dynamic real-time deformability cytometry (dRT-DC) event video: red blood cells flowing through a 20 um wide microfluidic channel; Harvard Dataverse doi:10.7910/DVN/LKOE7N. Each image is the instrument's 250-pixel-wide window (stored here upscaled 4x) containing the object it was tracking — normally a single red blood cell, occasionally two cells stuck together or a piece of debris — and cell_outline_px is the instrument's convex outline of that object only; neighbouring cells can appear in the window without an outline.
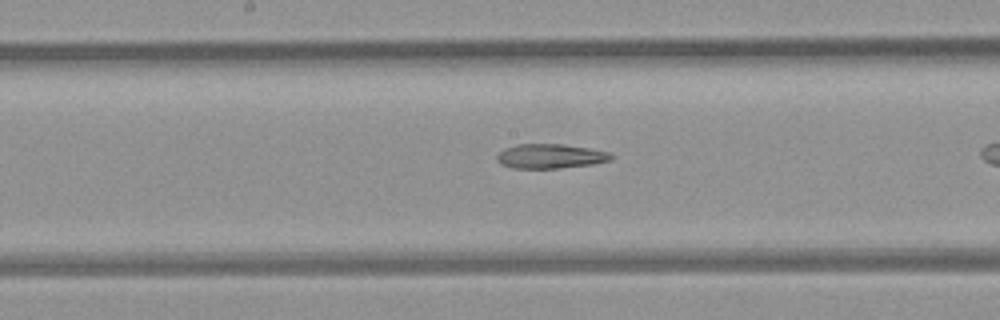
{"species": "common noctule bat (a hibernating species)", "species_latin": "Nyctalus noctula", "temperature_condition": "room temperature", "stored_images_in_passage": 26, "camera_frame_rate_fps": 3000, "um_per_image_px": 0.085, "animal": {"sex": "female", "body_mass_g": 21.9}, "frame": {"image": 1, "passage_image": 12, "time_ms": 3.667, "image_size_px": [1000, 320], "cell_outline_px": [[612, 160], [592, 164], [560, 168], [512, 168], [500, 164], [496, 160], [496, 156], [504, 148], [516, 144], [564, 144], [588, 148], [608, 152], [612, 156]], "centroid_in_image_um": [46.74, 13.27], "position_along_channel_um": 201.5, "area_um2": 16.3}}
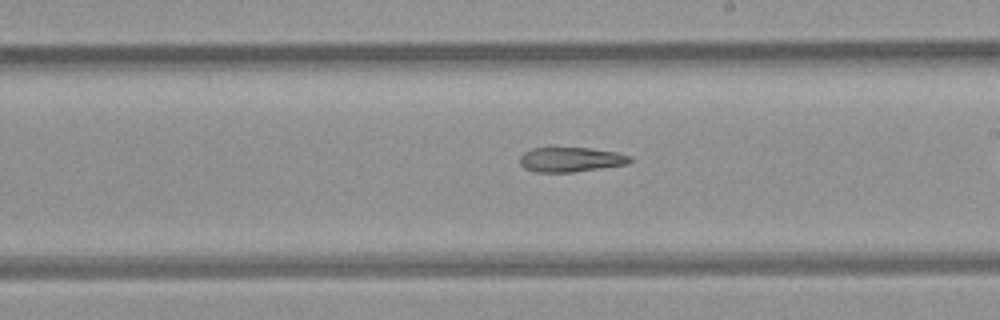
{"frame": {"image": 2, "passage_image": 15, "time_ms": 4.667, "image_size_px": [1000, 320], "cell_outline_px": [[632, 160], [628, 164], [572, 172], [536, 172], [524, 168], [520, 164], [520, 156], [524, 152], [532, 148], [552, 144], [588, 148], [616, 152], [632, 156]], "centroid_in_image_um": [48.46, 13.51], "position_along_channel_um": 240.5, "area_um2": 16.59}}